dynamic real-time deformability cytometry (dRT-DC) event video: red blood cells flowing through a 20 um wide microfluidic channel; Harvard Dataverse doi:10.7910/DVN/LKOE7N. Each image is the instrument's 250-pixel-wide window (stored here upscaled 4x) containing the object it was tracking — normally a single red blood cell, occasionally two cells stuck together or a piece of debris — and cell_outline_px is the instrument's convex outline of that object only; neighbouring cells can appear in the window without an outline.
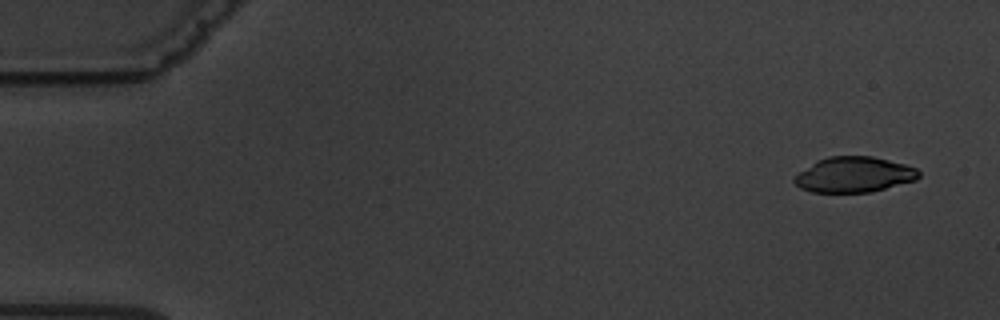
{"species": "common noctule bat (a hibernating species)", "species_latin": "Nyctalus noctula", "temperature_condition": "warm", "stored_images_in_passage": 4, "camera_frame_rate_fps": 3000, "um_per_image_px": 0.085, "animal": {"sex": "male", "body_mass_g": 19.5, "forearm_length_mm": 54.6}, "frame": {"image": 1, "passage_image": 1, "time_ms": 0.0, "image_size_px": [1000, 320], "cell_outline_px": [[920, 176], [916, 180], [872, 192], [812, 192], [800, 188], [792, 180], [800, 172], [816, 160], [828, 156], [872, 156], [904, 164], [916, 168], [920, 172]], "centroid_in_image_um": [72.6, 14.84], "position_along_channel_um": 12.4, "area_um2": 25.66}}